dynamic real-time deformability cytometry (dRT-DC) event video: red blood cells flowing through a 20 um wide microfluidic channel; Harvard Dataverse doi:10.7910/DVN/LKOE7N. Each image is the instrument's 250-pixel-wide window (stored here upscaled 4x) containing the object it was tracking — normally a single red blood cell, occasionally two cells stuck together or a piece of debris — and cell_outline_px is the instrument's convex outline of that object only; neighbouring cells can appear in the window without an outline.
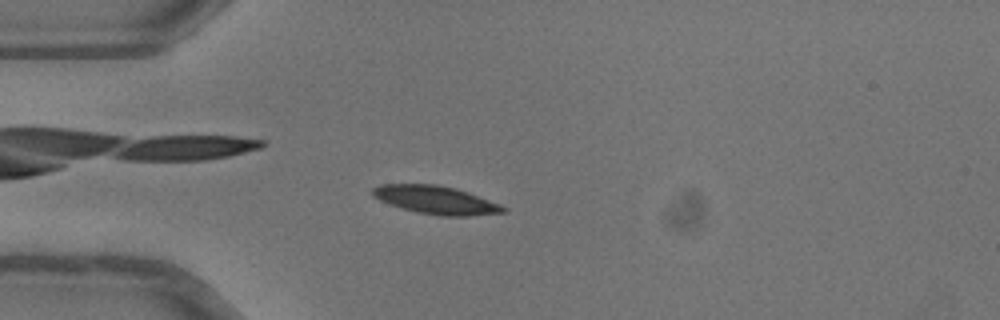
{"species": "common noctule bat (a hibernating species)", "species_latin": "Nyctalus noctula", "temperature_condition": "warm", "stored_images_in_passage": 51, "camera_frame_rate_fps": 3000, "um_per_image_px": 0.085, "animal": {"sex": "female"}, "frame": {"image": 1, "passage_image": 14, "time_ms": 4.333, "image_size_px": [1000, 320], "cell_outline_px": [[504, 208], [500, 212], [424, 212], [408, 208], [384, 200], [376, 196], [372, 192], [376, 188], [388, 184], [424, 184], [448, 188], [464, 192]], "centroid_in_image_um": [36.86, 16.9], "position_along_channel_um": 48.1, "area_um2": 17.69}}
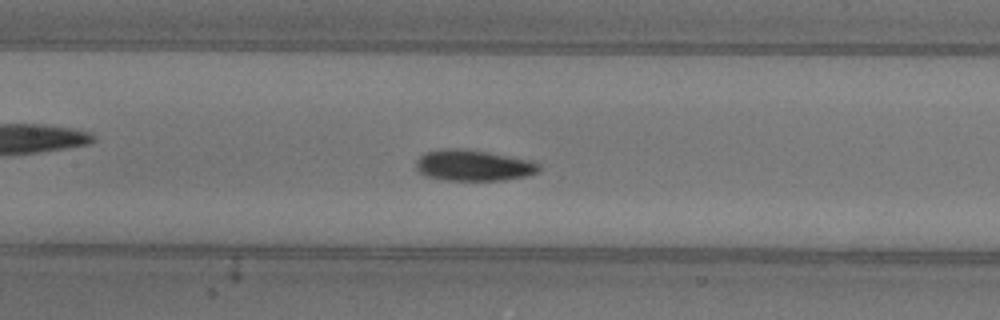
{"frame": {"image": 2, "passage_image": 24, "time_ms": 7.667, "image_size_px": [1000, 320], "cell_outline_px": [[536, 168], [532, 172], [516, 176], [480, 180], [472, 180], [440, 176], [428, 172], [420, 168], [420, 160], [424, 156], [432, 152], [472, 152], [516, 160], [532, 164]], "centroid_in_image_um": [40.21, 14.1], "position_along_channel_um": 167.2, "area_um2": 17.28}}
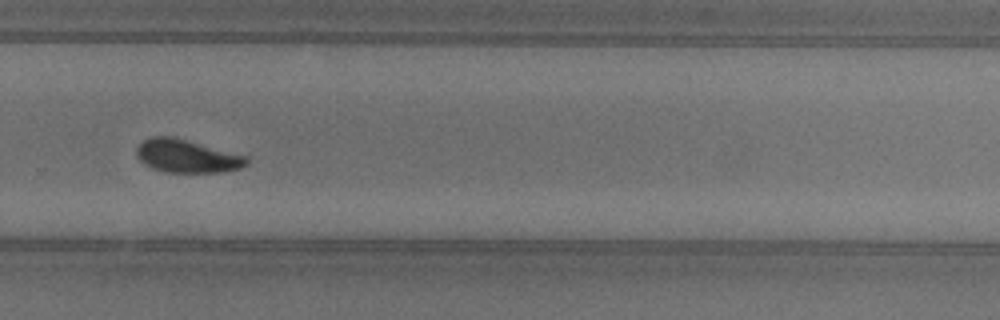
{"frame": {"image": 3, "passage_image": 35, "time_ms": 11.333, "image_size_px": [1000, 320], "cell_outline_px": [[244, 164], [236, 168], [204, 172], [180, 172], [160, 168], [144, 160], [140, 156], [140, 144], [148, 140], [180, 140], [240, 156], [244, 160]], "centroid_in_image_um": [15.91, 13.32], "position_along_channel_um": 313.9, "area_um2": 17.51}, "authors_computed_cell_mechanics": {"area_um2": 17.34, "velocity_mm_per_s": 4.0176, "shape_relaxation_time_tau1_ms": 5.1665, "shape_relaxation_time_tau2_ms": 4.564, "deformation_change_tau1": 0.1651, "deformation_change_tau2": 0.1074}}